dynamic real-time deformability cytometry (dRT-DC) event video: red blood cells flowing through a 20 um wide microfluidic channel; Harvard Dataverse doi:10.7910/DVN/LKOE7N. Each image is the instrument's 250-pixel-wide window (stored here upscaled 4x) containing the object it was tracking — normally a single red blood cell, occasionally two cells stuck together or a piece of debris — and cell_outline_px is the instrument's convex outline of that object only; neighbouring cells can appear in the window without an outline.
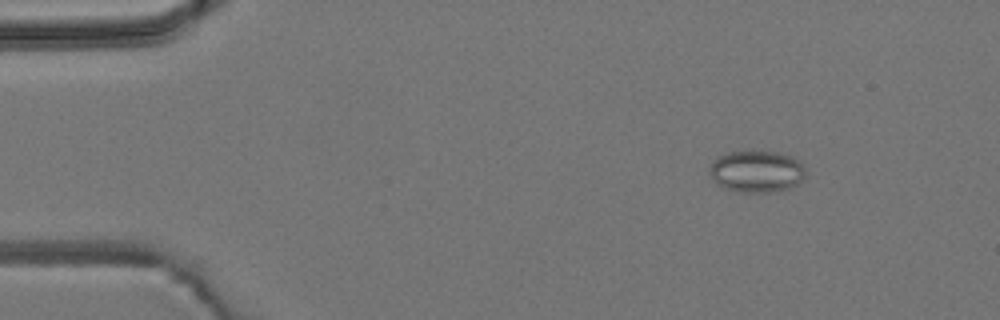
{"species": "common noctule bat (a hibernating species)", "species_latin": "Nyctalus noctula", "temperature_condition": "room temperature", "stored_images_in_passage": 4, "camera_frame_rate_fps": 3000, "um_per_image_px": 0.085, "animal": {"sex": "male", "body_mass_g": 19.2, "forearm_length_mm": 51.8}, "frame": {"image": 1, "passage_image": 2, "time_ms": 1.0, "image_size_px": [1000, 320], "cell_outline_px": [[804, 176], [796, 184], [788, 188], [768, 192], [740, 192], [724, 188], [716, 184], [708, 168], [712, 160], [716, 156], [728, 152], [776, 152], [792, 156], [804, 168]], "centroid_in_image_um": [64.24, 14.57], "position_along_channel_um": 20.8, "area_um2": 23.12}}